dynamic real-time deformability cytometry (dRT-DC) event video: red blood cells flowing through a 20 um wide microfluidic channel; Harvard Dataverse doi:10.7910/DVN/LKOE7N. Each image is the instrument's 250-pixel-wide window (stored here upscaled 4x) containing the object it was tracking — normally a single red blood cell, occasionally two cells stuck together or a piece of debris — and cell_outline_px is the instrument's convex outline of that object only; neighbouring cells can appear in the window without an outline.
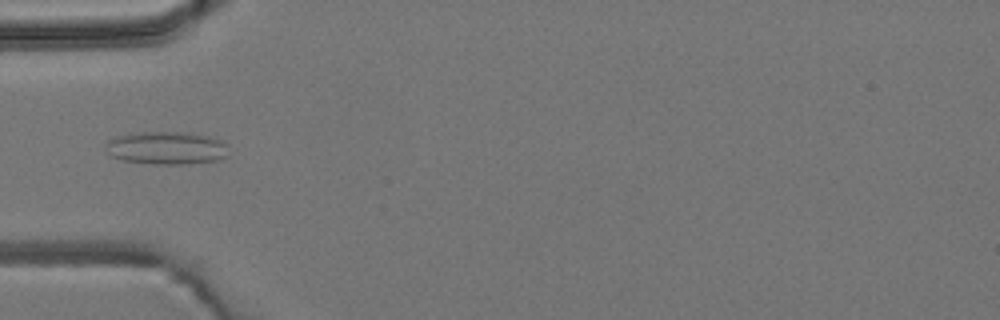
{"species": "common noctule bat (a hibernating species)", "species_latin": "Nyctalus noctula", "temperature_condition": "room temperature", "stored_images_in_passage": 1, "camera_frame_rate_fps": 3000, "um_per_image_px": 0.085, "animal": {"sex": "male", "body_mass_g": 19.2, "forearm_length_mm": 51.8}, "frame": {"image": 1, "passage_image": 1, "time_ms": 0.0, "image_size_px": [1000, 320], "cell_outline_px": [[228, 156], [216, 160], [188, 164], [152, 164], [124, 160], [112, 156], [108, 152], [104, 144], [108, 140], [116, 136], [136, 132], [180, 132], [208, 136], [224, 140]], "centroid_in_image_um": [14.14, 12.57], "position_along_channel_um": 70.9, "area_um2": 23.58}}